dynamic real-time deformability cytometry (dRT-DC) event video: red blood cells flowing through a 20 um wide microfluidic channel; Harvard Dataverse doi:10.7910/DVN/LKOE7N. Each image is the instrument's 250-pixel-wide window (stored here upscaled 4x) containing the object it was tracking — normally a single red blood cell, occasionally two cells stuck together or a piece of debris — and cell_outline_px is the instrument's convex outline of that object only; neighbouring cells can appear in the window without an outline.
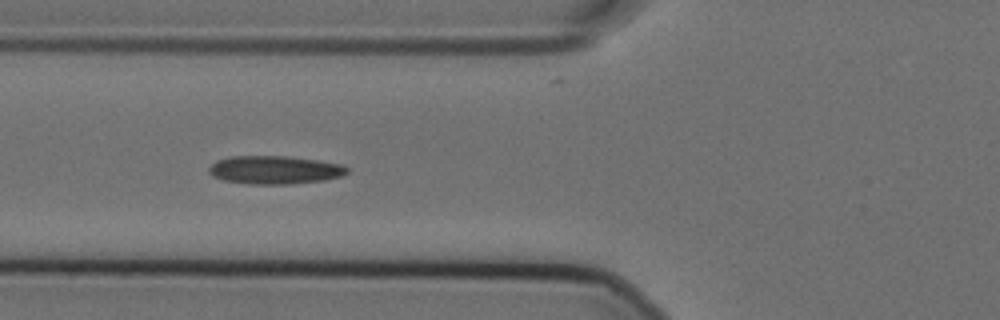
{"species": "Egyptian fruit bat (a non-hibernating species)", "species_latin": "Rousettus aegyptiacus", "temperature_condition": "cold", "stored_images_in_passage": 37, "camera_frame_rate_fps": 3000, "um_per_image_px": 0.085, "animal": {"sex": "female"}, "frame": {"image": 1, "passage_image": 2, "time_ms": 0.333, "image_size_px": [1000, 320], "cell_outline_px": [[348, 172], [340, 176], [324, 180], [284, 184], [252, 184], [224, 180], [212, 176], [208, 172], [208, 168], [216, 160], [232, 156], [284, 156], [316, 160], [344, 164], [348, 168]], "centroid_in_image_um": [23.33, 14.43], "position_along_channel_um": 102.5, "area_um2": 22.6}}
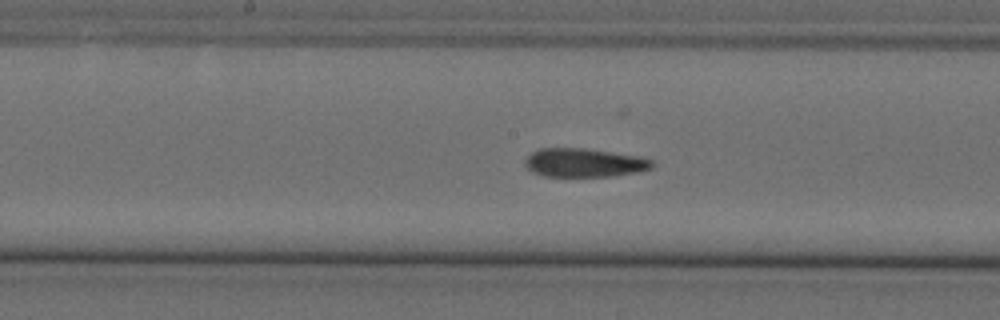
{"frame": {"image": 2, "passage_image": 10, "time_ms": 3.0, "image_size_px": [1000, 320], "cell_outline_px": [[656, 164], [652, 168], [640, 172], [608, 176], [544, 176], [532, 172], [524, 164], [524, 160], [532, 152], [540, 148], [584, 148], [640, 156], [652, 160]], "centroid_in_image_um": [49.68, 13.83], "position_along_channel_um": 198.5, "area_um2": 21.33}}
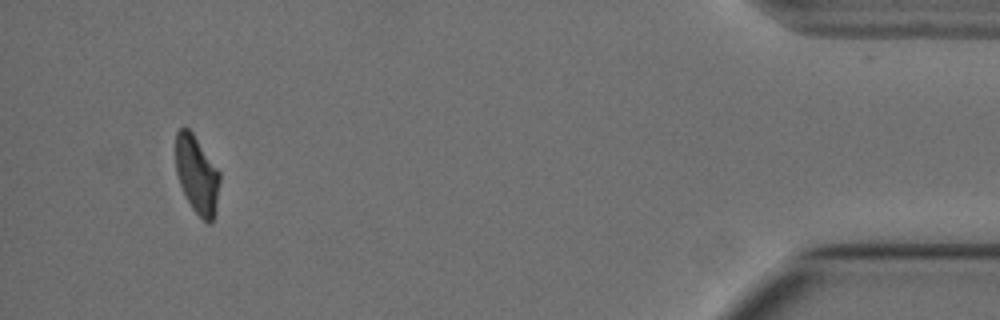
{"frame": {"image": 3, "passage_image": 34, "time_ms": 11.0, "image_size_px": [1000, 320], "cell_outline_px": [[220, 180], [216, 204], [212, 220], [208, 224], [192, 208], [180, 184], [176, 172], [176, 132], [180, 128], [188, 128], [192, 132], [220, 172]], "centroid_in_image_um": [16.73, 14.82], "position_along_channel_um": 418.5, "area_um2": 19.54}, "authors_computed_cell_mechanics": {"area_um2": 21.675, "velocity_mm_per_s": 3.5892, "shape_relaxation_time_tau1_ms": null, "shape_relaxation_time_tau2_ms": 1.7968, "deformation_change_tau1": null, "deformation_change_tau2": 0.079}}